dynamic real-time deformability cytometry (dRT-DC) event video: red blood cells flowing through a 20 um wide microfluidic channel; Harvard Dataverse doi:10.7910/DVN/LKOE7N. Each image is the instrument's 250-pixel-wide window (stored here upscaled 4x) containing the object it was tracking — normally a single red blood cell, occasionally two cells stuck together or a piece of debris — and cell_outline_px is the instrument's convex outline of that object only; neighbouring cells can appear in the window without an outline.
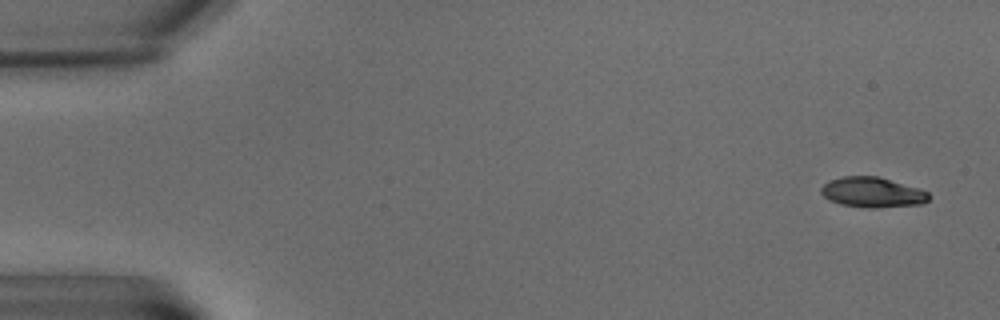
{"species": "common noctule bat (a hibernating species)", "species_latin": "Nyctalus noctula", "temperature_condition": "warm", "stored_images_in_passage": 8, "camera_frame_rate_fps": 3000, "um_per_image_px": 0.085, "animal": {"sex": "male", "body_mass_g": 15.6}, "frame": {"image": 1, "passage_image": 1, "time_ms": 0.0, "image_size_px": [1000, 320], "cell_outline_px": [[928, 200], [924, 204], [876, 208], [868, 208], [840, 204], [828, 200], [820, 192], [820, 188], [824, 184], [832, 180], [844, 176], [876, 176], [920, 188], [928, 192]], "centroid_in_image_um": [74.16, 16.36], "position_along_channel_um": 10.8, "area_um2": 18.96}}
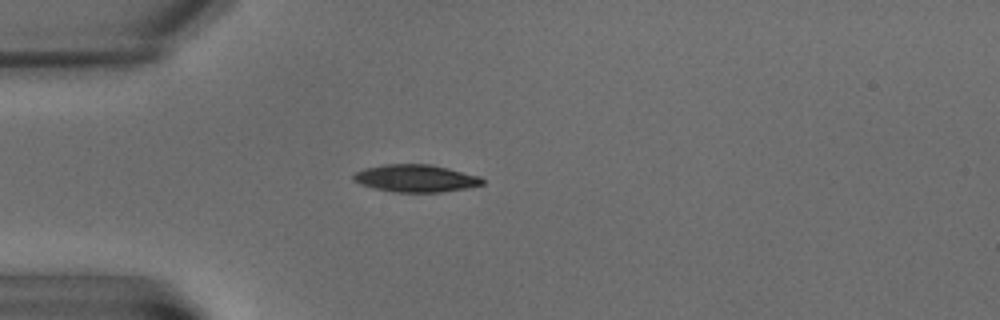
{"frame": {"image": 2, "passage_image": 6, "time_ms": 5.667, "image_size_px": [1000, 320], "cell_outline_px": [[484, 184], [468, 188], [440, 192], [392, 192], [360, 184], [352, 180], [352, 176], [356, 172], [364, 168], [384, 164], [432, 164], [480, 176], [484, 180]], "centroid_in_image_um": [35.34, 15.15], "position_along_channel_um": 49.7, "area_um2": 20.69}}